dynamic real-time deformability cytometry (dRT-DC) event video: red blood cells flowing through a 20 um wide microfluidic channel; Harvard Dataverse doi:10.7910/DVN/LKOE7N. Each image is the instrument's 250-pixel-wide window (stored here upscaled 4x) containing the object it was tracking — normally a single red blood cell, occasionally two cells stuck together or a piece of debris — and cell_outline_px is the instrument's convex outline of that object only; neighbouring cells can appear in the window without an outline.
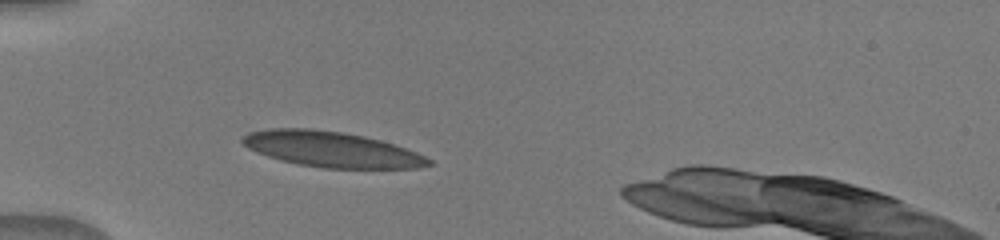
{"species": "human", "species_latin": "Homo sapiens", "temperature_condition": "warm", "stored_images_in_passage": 1, "camera_frame_rate_fps": 3000, "um_per_image_px": 0.085, "donor": {"sex": "male"}, "frame": {"image": 1, "passage_image": 1, "time_ms": 0.0, "image_size_px": [1000, 240], "cell_outline_px": [[436, 164], [416, 168], [324, 168], [300, 164], [280, 160], [256, 152], [248, 148], [240, 140], [240, 136], [248, 132], [268, 128], [312, 128], [344, 132], [364, 136], [396, 144], [416, 152], [432, 160]], "centroid_in_image_um": [28.17, 12.68], "position_along_channel_um": 56.8, "area_um2": 38.78}}